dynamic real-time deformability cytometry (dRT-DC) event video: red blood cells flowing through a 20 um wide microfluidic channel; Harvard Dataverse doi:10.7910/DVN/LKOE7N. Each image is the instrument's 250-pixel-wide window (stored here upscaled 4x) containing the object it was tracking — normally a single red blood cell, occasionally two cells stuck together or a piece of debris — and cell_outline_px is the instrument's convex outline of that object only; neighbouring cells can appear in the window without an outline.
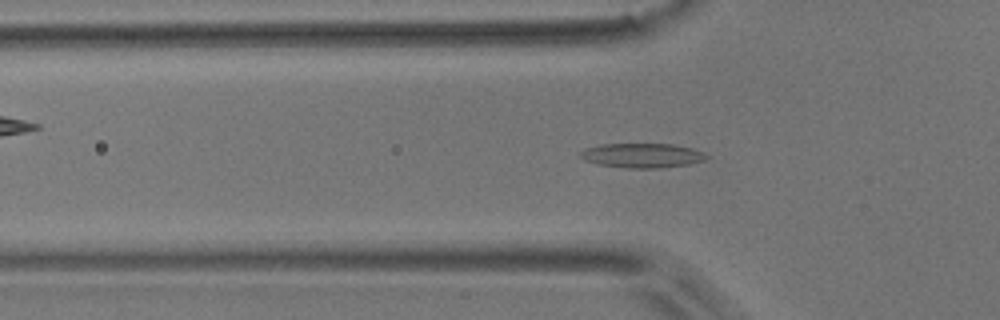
{"species": "common noctule bat (a hibernating species)", "species_latin": "Nyctalus noctula", "temperature_condition": "room temperature", "stored_images_in_passage": 55, "camera_frame_rate_fps": 3000, "um_per_image_px": 0.085, "animal": {"sex": "male", "body_mass_g": 17.9}, "frame": {"image": 1, "passage_image": 18, "time_ms": 5.667, "image_size_px": [1000, 320], "cell_outline_px": [[712, 156], [704, 160], [688, 164], [660, 168], [628, 168], [600, 164], [584, 160], [580, 156], [580, 152], [584, 148], [600, 144], [672, 144], [692, 148], [704, 152]], "centroid_in_image_um": [54.61, 13.21], "position_along_channel_um": 71.2, "area_um2": 18.03}}
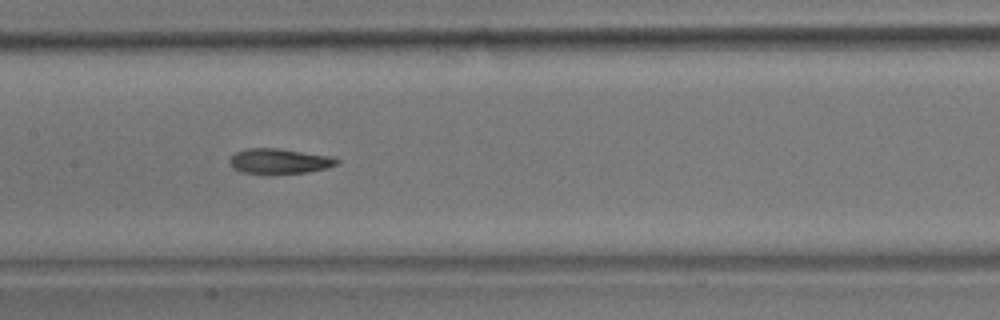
{"frame": {"image": 2, "passage_image": 27, "time_ms": 8.667, "image_size_px": [1000, 320], "cell_outline_px": [[340, 164], [328, 168], [308, 172], [268, 176], [240, 172], [232, 168], [228, 160], [236, 152], [248, 148], [280, 148], [332, 156], [340, 160]], "centroid_in_image_um": [23.75, 13.73], "position_along_channel_um": 183.6, "area_um2": 16.53}}
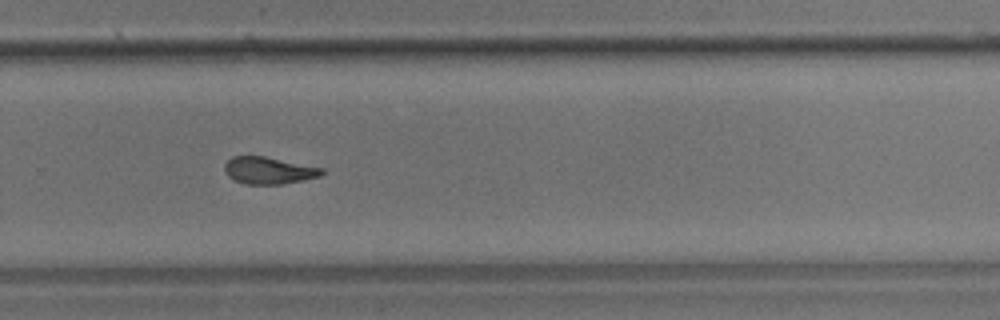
{"frame": {"image": 3, "passage_image": 37, "time_ms": 12.0, "image_size_px": [1000, 320], "cell_outline_px": [[324, 172], [320, 176], [304, 180], [280, 184], [244, 184], [228, 176], [224, 168], [224, 164], [232, 156], [264, 156], [324, 168]], "centroid_in_image_um": [22.84, 14.48], "position_along_channel_um": 307.0, "area_um2": 15.26}, "authors_computed_cell_mechanics": {"area_um2": 16.1262, "velocity_mm_per_s": 3.7231, "shape_relaxation_time_tau1_ms": null, "shape_relaxation_time_tau2_ms": 4.8112, "deformation_change_tau1": null, "deformation_change_tau2": 0.1217}}